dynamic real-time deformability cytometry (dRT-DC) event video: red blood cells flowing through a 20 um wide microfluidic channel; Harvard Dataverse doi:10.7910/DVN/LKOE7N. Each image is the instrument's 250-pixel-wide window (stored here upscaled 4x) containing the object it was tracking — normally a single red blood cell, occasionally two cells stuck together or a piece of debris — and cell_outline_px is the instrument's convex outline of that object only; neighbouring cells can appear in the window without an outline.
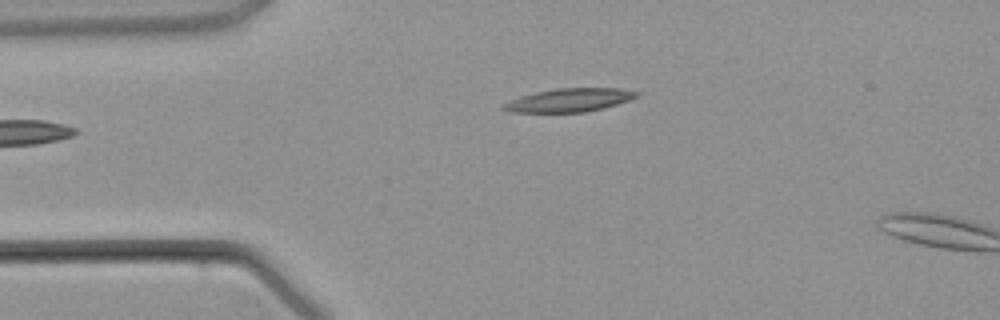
{"species": "common noctule bat (a hibernating species)", "species_latin": "Nyctalus noctula", "temperature_condition": "warm", "stored_images_in_passage": 4, "camera_frame_rate_fps": 3000, "um_per_image_px": 0.085, "animal": {"sex": "male", "body_mass_g": 21.5, "forearm_length_mm": 52.0}, "frame": {"image": 1, "passage_image": 4, "time_ms": 4.667, "image_size_px": [1000, 320], "cell_outline_px": [[640, 92], [636, 96], [628, 100], [604, 108], [584, 112], [512, 112], [500, 108], [500, 104], [536, 92], [556, 88], [620, 88]], "centroid_in_image_um": [48.38, 8.51], "position_along_channel_um": 36.6, "area_um2": 17.92}}